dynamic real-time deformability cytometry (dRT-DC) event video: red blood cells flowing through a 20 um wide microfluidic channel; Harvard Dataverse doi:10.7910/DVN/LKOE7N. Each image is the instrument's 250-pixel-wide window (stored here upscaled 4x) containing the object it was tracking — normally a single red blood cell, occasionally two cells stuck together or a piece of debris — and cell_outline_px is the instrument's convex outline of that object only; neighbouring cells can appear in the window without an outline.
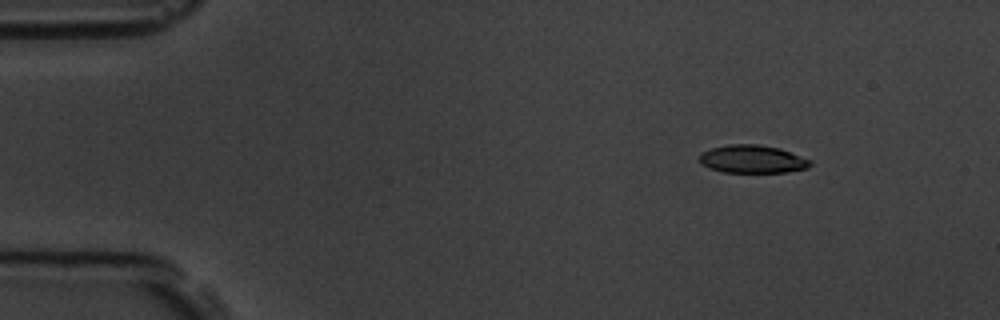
{"species": "common noctule bat (a hibernating species)", "species_latin": "Nyctalus noctula", "temperature_condition": "room temperature", "stored_images_in_passage": 8, "camera_frame_rate_fps": 3000, "um_per_image_px": 0.085, "animal": {"sex": "male", "body_mass_g": 19.5, "forearm_length_mm": 54.6}, "frame": {"image": 1, "passage_image": 1, "time_ms": 0.0, "image_size_px": [1000, 320], "cell_outline_px": [[812, 164], [808, 168], [788, 172], [724, 172], [708, 168], [700, 164], [696, 160], [700, 152], [712, 148], [728, 144], [760, 144], [780, 148], [812, 160]], "centroid_in_image_um": [63.92, 13.52], "position_along_channel_um": 21.1, "area_um2": 18.44}}
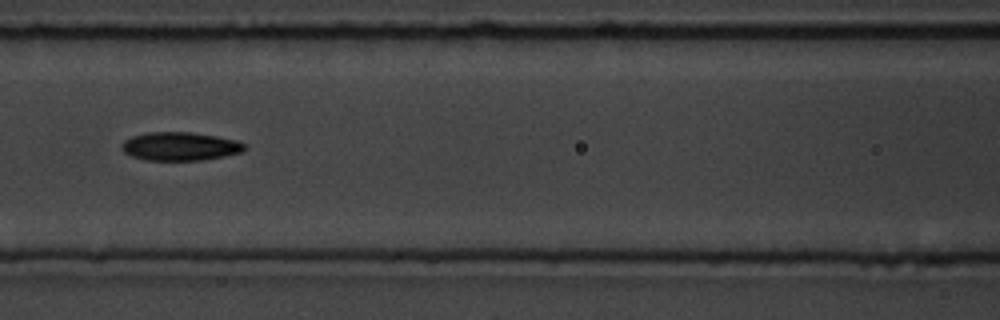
{"frame": {"image": 2, "passage_image": 6, "time_ms": 5.667, "image_size_px": [1000, 320], "cell_outline_px": [[244, 148], [240, 152], [224, 156], [200, 160], [144, 160], [132, 156], [124, 152], [120, 148], [120, 144], [124, 140], [132, 136], [148, 132], [192, 132], [240, 140], [244, 144]], "centroid_in_image_um": [15.26, 12.43], "position_along_channel_um": 151.3, "area_um2": 20.4}}
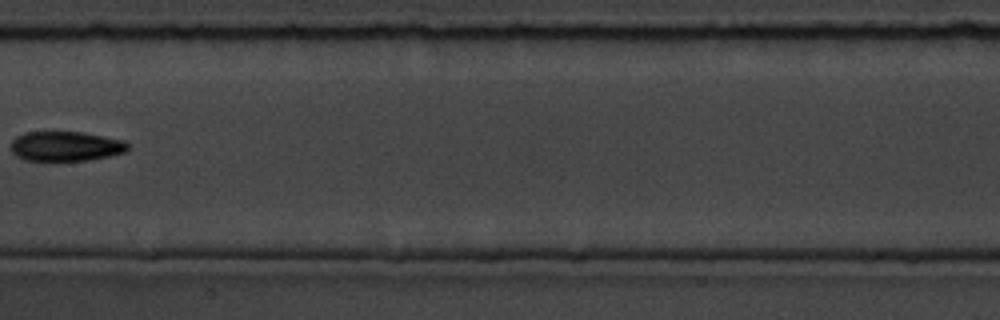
{"frame": {"image": 3, "passage_image": 7, "time_ms": 7.0, "image_size_px": [1000, 320], "cell_outline_px": [[128, 148], [124, 152], [108, 156], [88, 160], [24, 160], [16, 156], [12, 152], [12, 140], [16, 136], [24, 132], [84, 132], [124, 140], [128, 144]], "centroid_in_image_um": [5.57, 12.42], "position_along_channel_um": 201.8, "area_um2": 20.17}}